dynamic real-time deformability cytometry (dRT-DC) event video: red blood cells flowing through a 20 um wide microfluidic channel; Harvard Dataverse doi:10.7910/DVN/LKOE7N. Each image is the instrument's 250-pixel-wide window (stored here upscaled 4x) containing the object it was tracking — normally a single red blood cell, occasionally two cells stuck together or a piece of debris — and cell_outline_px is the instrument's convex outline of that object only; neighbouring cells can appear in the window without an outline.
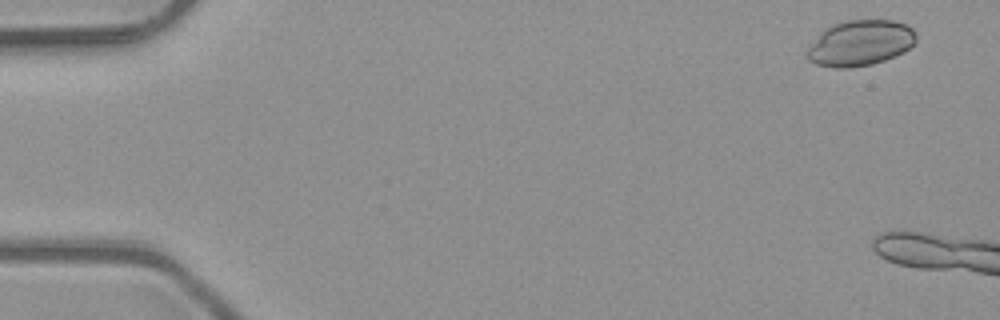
{"species": "common noctule bat (a hibernating species)", "species_latin": "Nyctalus noctula", "temperature_condition": "room temperature", "stored_images_in_passage": 8, "camera_frame_rate_fps": 3000, "um_per_image_px": 0.085, "animal": {"sex": "male", "body_mass_g": 23.1, "forearm_length_mm": 52.7}, "frame": {"image": 1, "passage_image": 1, "time_ms": 0.0, "image_size_px": [1000, 320], "cell_outline_px": [[916, 40], [904, 52], [884, 60], [872, 64], [848, 68], [832, 68], [816, 64], [808, 60], [804, 56], [808, 48], [824, 28], [848, 20], [892, 20], [904, 24], [912, 28], [916, 32]], "centroid_in_image_um": [73.09, 3.67], "position_along_channel_um": 11.9, "area_um2": 28.96}}
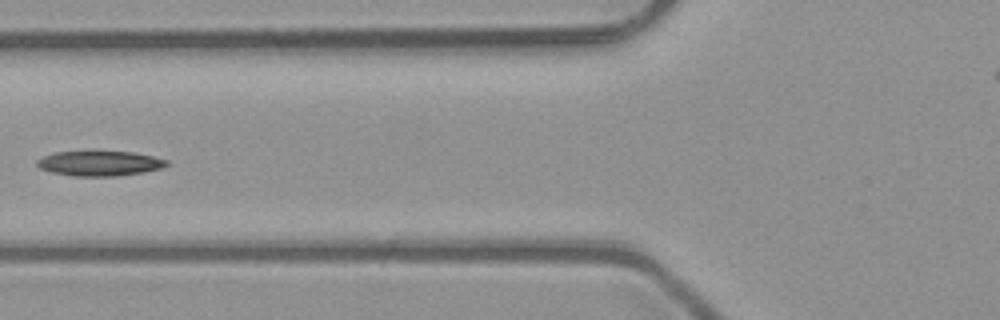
{"frame": {"image": 2, "passage_image": 7, "time_ms": 2.0, "image_size_px": [1000, 320], "cell_outline_px": [[168, 164], [160, 168], [144, 172], [116, 176], [72, 176], [52, 172], [40, 168], [36, 164], [36, 160], [44, 156], [56, 152], [132, 152], [152, 156], [168, 160]], "centroid_in_image_um": [8.46, 13.89], "position_along_channel_um": 117.3, "area_um2": 18.61}}
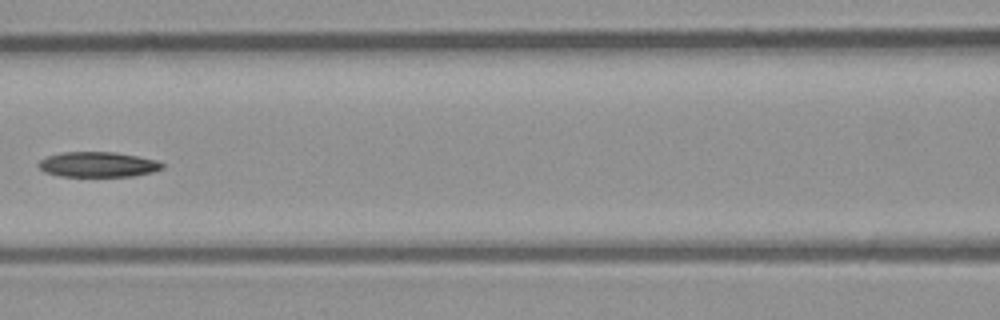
{"frame": {"image": 3, "passage_image": 8, "time_ms": 2.333, "image_size_px": [1000, 320], "cell_outline_px": [[164, 168], [152, 172], [132, 176], [60, 176], [44, 172], [36, 164], [40, 160], [48, 156], [64, 152], [116, 152], [156, 160], [164, 164]], "centroid_in_image_um": [8.31, 13.98], "position_along_channel_um": 158.3, "area_um2": 18.09}}